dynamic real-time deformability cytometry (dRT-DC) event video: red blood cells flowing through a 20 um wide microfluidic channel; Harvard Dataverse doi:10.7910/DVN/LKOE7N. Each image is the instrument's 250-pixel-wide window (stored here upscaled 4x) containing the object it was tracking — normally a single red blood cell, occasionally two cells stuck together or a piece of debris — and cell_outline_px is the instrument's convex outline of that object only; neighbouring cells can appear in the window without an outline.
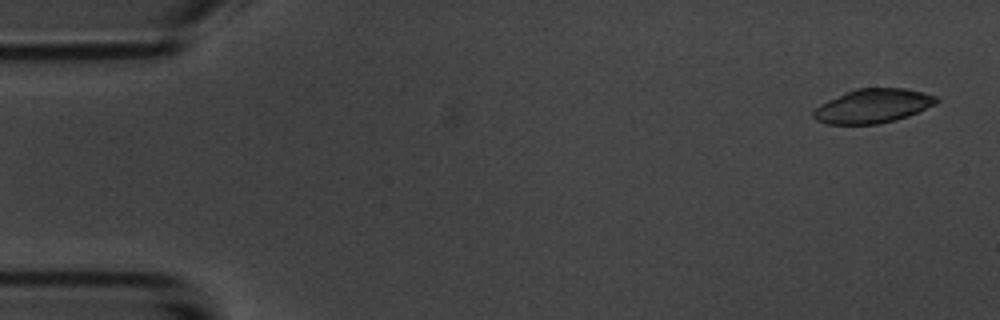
{"species": "common noctule bat (a hibernating species)", "species_latin": "Nyctalus noctula", "temperature_condition": "room temperature", "stored_images_in_passage": 6, "camera_frame_rate_fps": 3000, "um_per_image_px": 0.085, "animal": {"sex": "male", "body_mass_g": 20.1, "forearm_length_mm": 53.5}, "frame": {"image": 1, "passage_image": 1, "time_ms": 0.0, "image_size_px": [1000, 320], "cell_outline_px": [[940, 100], [936, 104], [908, 116], [896, 120], [876, 124], [828, 124], [816, 120], [812, 116], [812, 112], [820, 104], [844, 92], [856, 88], [904, 88], [924, 92], [936, 96]], "centroid_in_image_um": [74.2, 9.0], "position_along_channel_um": 10.8, "area_um2": 24.51}}
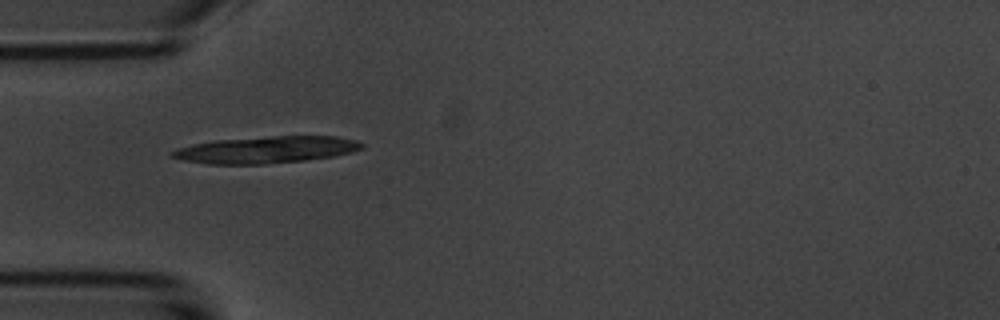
{"frame": {"image": 2, "passage_image": 5, "time_ms": 4.667, "image_size_px": [1000, 320], "cell_outline_px": [[364, 148], [352, 152], [332, 156], [304, 160], [264, 164], [208, 164], [184, 160], [168, 156], [168, 152], [176, 148], [192, 144], [212, 140], [272, 136], [336, 136], [356, 140], [364, 144]], "centroid_in_image_um": [22.57, 12.72], "position_along_channel_um": 62.4, "area_um2": 29.82}}